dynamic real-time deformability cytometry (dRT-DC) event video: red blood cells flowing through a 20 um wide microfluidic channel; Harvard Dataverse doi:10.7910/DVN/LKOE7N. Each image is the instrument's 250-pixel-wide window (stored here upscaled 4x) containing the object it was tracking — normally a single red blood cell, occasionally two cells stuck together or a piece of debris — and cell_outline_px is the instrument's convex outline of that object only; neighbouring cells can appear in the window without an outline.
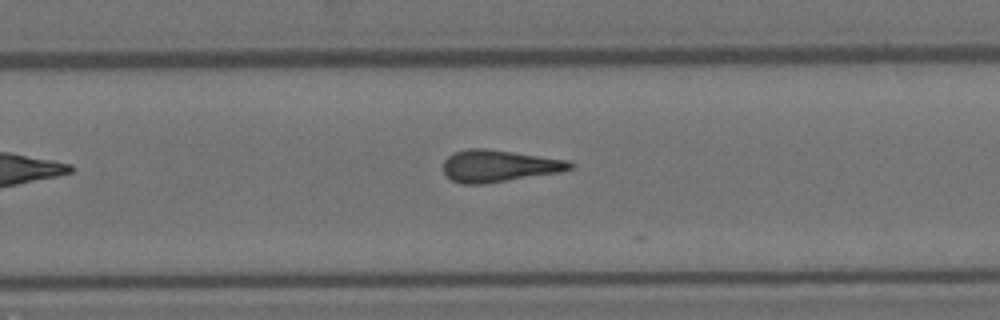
{"species": "Egyptian fruit bat (a non-hibernating species)", "species_latin": "Rousettus aegyptiacus", "temperature_condition": "room temperature", "stored_images_in_passage": 9, "camera_frame_rate_fps": 3000, "um_per_image_px": 0.085, "animal": {"sex": "female"}, "frame": {"image": 1, "passage_image": 9, "time_ms": 2.667, "image_size_px": [1000, 320], "cell_outline_px": [[572, 168], [560, 172], [484, 184], [460, 184], [452, 180], [444, 172], [444, 160], [452, 152], [468, 148], [484, 148], [568, 160], [572, 164]], "centroid_in_image_um": [42.36, 14.1], "position_along_channel_um": 287.4, "area_um2": 23.47}}